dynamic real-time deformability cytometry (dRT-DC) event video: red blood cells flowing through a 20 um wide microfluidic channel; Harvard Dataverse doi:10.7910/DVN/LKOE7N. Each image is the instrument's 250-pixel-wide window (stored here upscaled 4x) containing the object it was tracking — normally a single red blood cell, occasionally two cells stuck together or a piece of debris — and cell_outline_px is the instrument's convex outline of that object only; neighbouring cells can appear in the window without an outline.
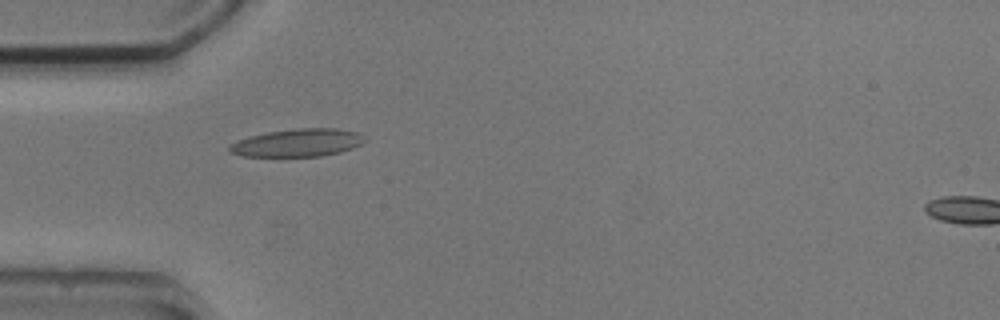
{"species": "common noctule bat (a hibernating species)", "species_latin": "Nyctalus noctula", "temperature_condition": "cold", "stored_images_in_passage": 5, "camera_frame_rate_fps": 3000, "um_per_image_px": 0.085, "animal": {"sex": "male", "body_mass_g": 20.5, "forearm_length_mm": 52.5}, "frame": {"image": 1, "passage_image": 4, "time_ms": 4.667, "image_size_px": [1000, 320], "cell_outline_px": [[364, 140], [360, 144], [352, 148], [340, 152], [320, 156], [240, 156], [228, 152], [228, 144], [236, 140], [248, 136], [268, 132], [296, 128], [336, 128], [360, 132], [364, 136]], "centroid_in_image_um": [25.24, 12.13], "position_along_channel_um": 59.8, "area_um2": 22.08}}